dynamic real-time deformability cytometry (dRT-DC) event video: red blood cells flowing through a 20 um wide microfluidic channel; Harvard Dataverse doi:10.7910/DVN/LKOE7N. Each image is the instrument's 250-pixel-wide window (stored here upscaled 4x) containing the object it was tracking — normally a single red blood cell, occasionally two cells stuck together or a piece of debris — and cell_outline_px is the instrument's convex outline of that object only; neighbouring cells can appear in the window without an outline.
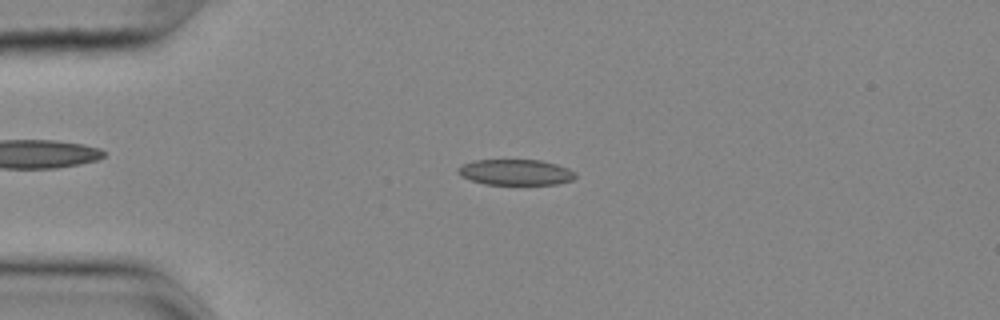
{"species": "common noctule bat (a hibernating species)", "species_latin": "Nyctalus noctula", "temperature_condition": "cold", "stored_images_in_passage": 55, "camera_frame_rate_fps": 3000, "um_per_image_px": 0.085, "animal": {"sex": "female", "body_mass_g": 25.1}, "frame": {"image": 1, "passage_image": 13, "time_ms": 4.0, "image_size_px": [1000, 320], "cell_outline_px": [[576, 176], [572, 180], [556, 184], [484, 184], [460, 176], [456, 172], [456, 168], [472, 160], [540, 160], [556, 164], [568, 168], [576, 172]], "centroid_in_image_um": [43.81, 14.63], "position_along_channel_um": 41.2, "area_um2": 17.63}}
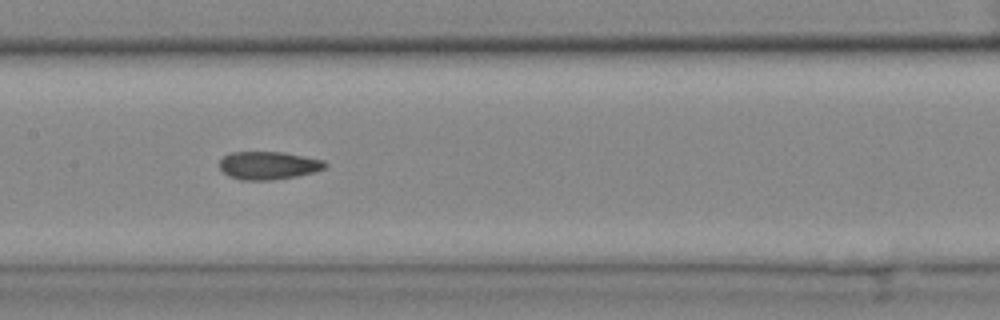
{"frame": {"image": 2, "passage_image": 27, "time_ms": 8.667, "image_size_px": [1000, 320], "cell_outline_px": [[328, 164], [324, 168], [316, 172], [296, 176], [272, 180], [240, 180], [228, 176], [220, 168], [220, 160], [224, 156], [232, 152], [284, 152], [324, 160]], "centroid_in_image_um": [22.83, 14.06], "position_along_channel_um": 184.6, "area_um2": 17.28}}
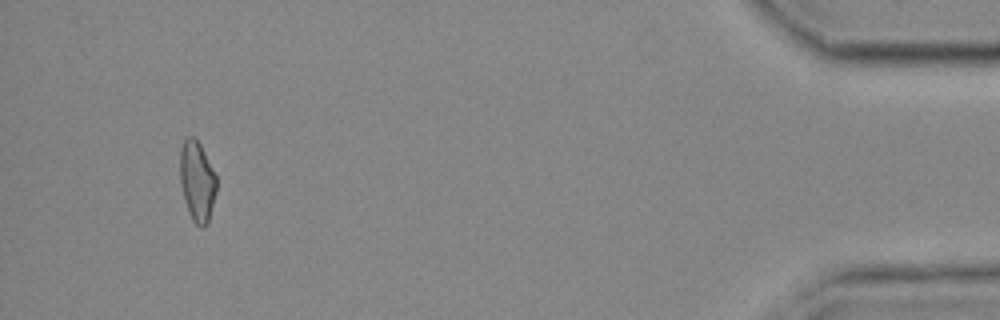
{"frame": {"image": 3, "passage_image": 52, "time_ms": 17.0, "image_size_px": [1000, 320], "cell_outline_px": [[216, 192], [208, 224], [204, 228], [200, 228], [192, 220], [188, 212], [184, 200], [180, 184], [180, 148], [184, 140], [188, 136], [192, 136], [200, 144], [216, 176]], "centroid_in_image_um": [16.74, 15.45], "position_along_channel_um": 418.5, "area_um2": 17.17}, "authors_computed_cell_mechanics": {"area_um2": 17.4556, "velocity_mm_per_s": 3.6477, "shape_relaxation_time_tau1_ms": null, "shape_relaxation_time_tau2_ms": 5.4493, "deformation_change_tau1": null, "deformation_change_tau2": 0.1218}}